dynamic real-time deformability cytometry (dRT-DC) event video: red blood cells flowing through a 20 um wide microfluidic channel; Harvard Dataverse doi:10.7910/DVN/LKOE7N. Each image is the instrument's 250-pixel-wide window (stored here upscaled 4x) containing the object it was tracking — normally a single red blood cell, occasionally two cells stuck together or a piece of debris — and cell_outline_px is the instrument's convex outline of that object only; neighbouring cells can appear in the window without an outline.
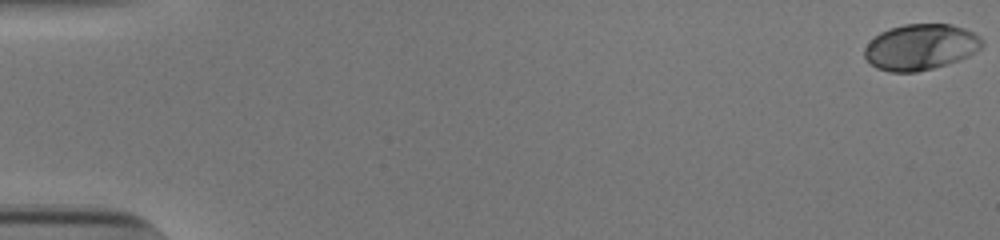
{"species": "human", "species_latin": "Homo sapiens", "temperature_condition": "cold", "stored_images_in_passage": 47, "camera_frame_rate_fps": 3000, "um_per_image_px": 0.085, "donor": {"sex": "male"}, "frame": {"image": 1, "passage_image": 1, "time_ms": 0.0, "image_size_px": [1000, 240], "cell_outline_px": [[984, 44], [976, 52], [960, 60], [932, 68], [916, 72], [888, 72], [876, 68], [864, 56], [864, 48], [880, 32], [888, 28], [904, 24], [952, 24], [964, 28], [980, 36], [984, 40]], "centroid_in_image_um": [78.27, 3.99], "position_along_channel_um": 6.7, "area_um2": 31.56}}
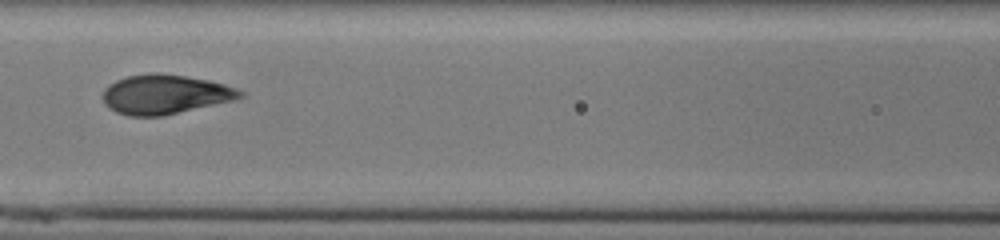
{"frame": {"image": 2, "passage_image": 26, "time_ms": 8.333, "image_size_px": [1000, 240], "cell_outline_px": [[244, 96], [240, 100], [164, 116], [128, 116], [116, 112], [108, 108], [104, 104], [104, 88], [108, 84], [116, 80], [128, 76], [152, 72], [160, 72], [208, 80], [224, 84], [236, 88], [244, 92]], "centroid_in_image_um": [14.07, 8.03], "position_along_channel_um": 152.5, "area_um2": 32.14}}
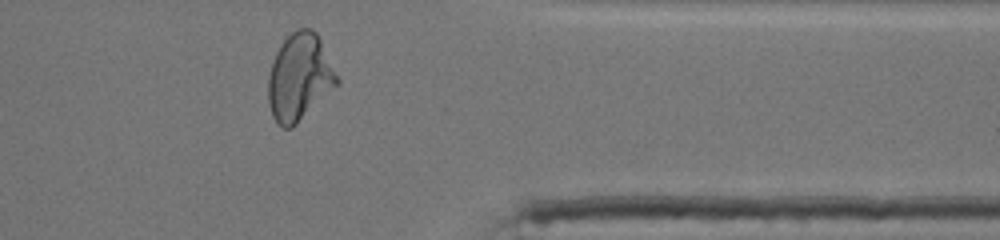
{"frame": {"image": 3, "passage_image": 45, "time_ms": 14.667, "image_size_px": [1000, 240], "cell_outline_px": [[340, 80], [292, 128], [284, 128], [276, 124], [272, 116], [268, 104], [268, 76], [272, 60], [280, 44], [296, 28], [312, 28], [316, 32]], "centroid_in_image_um": [25.4, 6.55], "position_along_channel_um": 386.0, "area_um2": 34.45}, "authors_computed_cell_mechanics": {"area_um2": 31.5588, "velocity_mm_per_s": 3.8487, "shape_relaxation_time_tau1_ms": 3.4037, "shape_relaxation_time_tau2_ms": null, "deformation_change_tau1": 0.1863, "deformation_change_tau2": null}}